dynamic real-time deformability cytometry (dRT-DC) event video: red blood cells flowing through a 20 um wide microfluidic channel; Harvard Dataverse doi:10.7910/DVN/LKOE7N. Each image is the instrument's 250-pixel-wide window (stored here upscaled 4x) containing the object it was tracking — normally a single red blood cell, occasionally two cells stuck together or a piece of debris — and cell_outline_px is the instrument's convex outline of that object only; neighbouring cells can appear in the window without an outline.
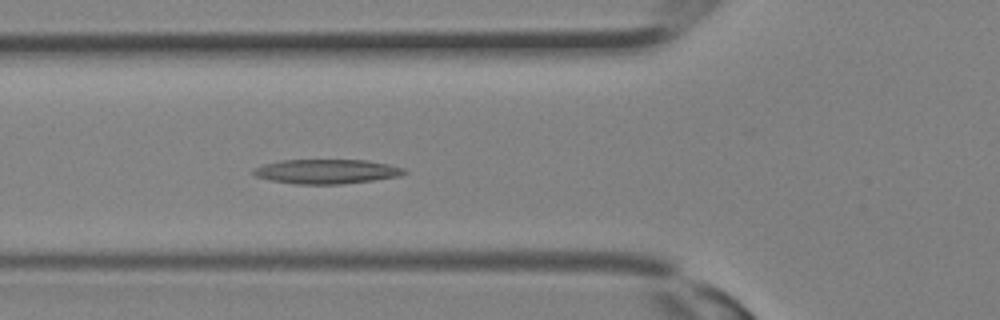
{"species": "Egyptian fruit bat (a non-hibernating species)", "species_latin": "Rousettus aegyptiacus", "temperature_condition": "room temperature", "stored_images_in_passage": 11, "camera_frame_rate_fps": 3000, "um_per_image_px": 0.085, "animal": {"sex": "female"}, "frame": {"image": 1, "passage_image": 11, "time_ms": 3.333, "image_size_px": [1000, 320], "cell_outline_px": [[408, 172], [400, 176], [372, 180], [340, 184], [296, 184], [272, 180], [256, 176], [252, 172], [256, 168], [264, 164], [280, 160], [368, 160], [388, 164], [404, 168]], "centroid_in_image_um": [27.79, 14.57], "position_along_channel_um": 98.0, "area_um2": 21.33}}